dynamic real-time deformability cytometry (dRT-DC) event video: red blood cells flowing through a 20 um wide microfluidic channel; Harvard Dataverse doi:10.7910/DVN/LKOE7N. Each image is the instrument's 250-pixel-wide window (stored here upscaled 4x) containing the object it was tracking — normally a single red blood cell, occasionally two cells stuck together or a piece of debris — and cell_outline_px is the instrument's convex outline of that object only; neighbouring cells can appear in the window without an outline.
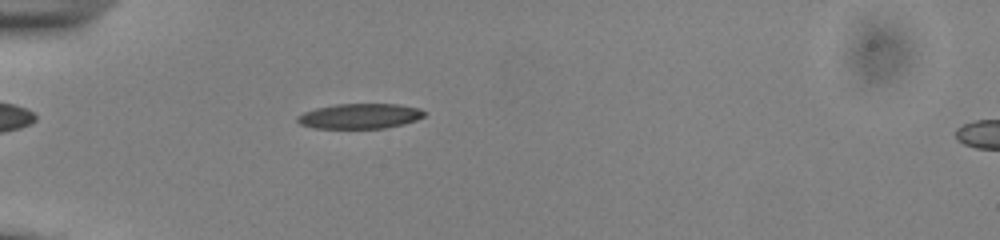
{"species": "common noctule bat (a hibernating species)", "species_latin": "Nyctalus noctula", "temperature_condition": "cold", "stored_images_in_passage": 54, "camera_frame_rate_fps": 3000, "um_per_image_px": 0.085, "animal": {"sex": "male", "body_mass_g": 13.0, "forearm_length_mm": 53.1}, "frame": {"image": 1, "passage_image": 17, "time_ms": 5.333, "image_size_px": [1000, 240], "cell_outline_px": [[428, 112], [424, 116], [416, 120], [404, 124], [384, 128], [312, 128], [300, 124], [296, 120], [296, 116], [304, 112], [316, 108], [336, 104], [396, 104], [420, 108]], "centroid_in_image_um": [30.6, 9.87], "position_along_channel_um": 54.4, "area_um2": 18.67}}
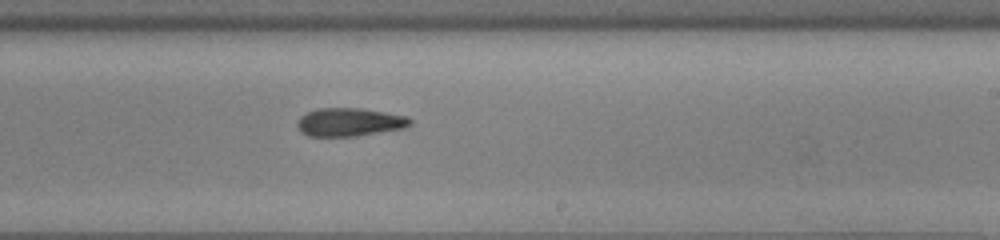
{"frame": {"image": 2, "passage_image": 34, "time_ms": 11.0, "image_size_px": [1000, 240], "cell_outline_px": [[412, 124], [404, 128], [356, 136], [308, 136], [300, 132], [296, 124], [300, 116], [316, 108], [360, 108], [408, 116], [412, 120]], "centroid_in_image_um": [29.7, 10.38], "position_along_channel_um": 259.3, "area_um2": 18.67}}
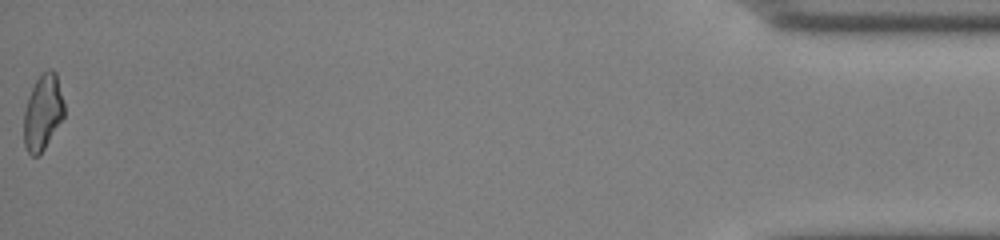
{"frame": {"image": 3, "passage_image": 54, "time_ms": 17.667, "image_size_px": [1000, 240], "cell_outline_px": [[64, 116], [44, 148], [36, 156], [32, 156], [28, 152], [24, 144], [24, 112], [32, 88], [40, 72], [48, 68], [52, 68], [56, 72], [64, 104]], "centroid_in_image_um": [3.64, 9.49], "position_along_channel_um": 431.6, "area_um2": 17.57}, "authors_computed_cell_mechanics": {"area_um2": 18.6116, "velocity_mm_per_s": 3.9025, "shape_relaxation_time_tau1_ms": 5.8261, "shape_relaxation_time_tau2_ms": 6.7027, "deformation_change_tau1": 0.1527, "deformation_change_tau2": 0.1621}}